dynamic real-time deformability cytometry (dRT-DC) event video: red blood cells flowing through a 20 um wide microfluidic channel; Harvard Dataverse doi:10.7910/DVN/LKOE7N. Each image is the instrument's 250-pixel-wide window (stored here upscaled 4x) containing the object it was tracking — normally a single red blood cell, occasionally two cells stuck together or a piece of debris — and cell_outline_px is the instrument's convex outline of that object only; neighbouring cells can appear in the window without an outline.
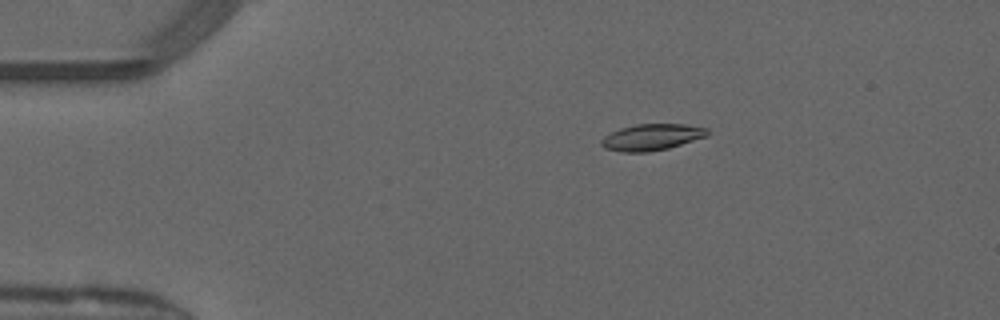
{"species": "common noctule bat (a hibernating species)", "species_latin": "Nyctalus noctula", "temperature_condition": "warm", "stored_images_in_passage": 51, "camera_frame_rate_fps": 3000, "um_per_image_px": 0.085, "animal": {"sex": "male", "forearm_length_mm": 52.5}, "frame": {"image": 1, "passage_image": 10, "time_ms": 3.0, "image_size_px": [1000, 320], "cell_outline_px": [[708, 136], [668, 148], [648, 152], [620, 152], [604, 148], [600, 144], [600, 140], [604, 136], [620, 128], [636, 124], [684, 124], [708, 128]], "centroid_in_image_um": [55.38, 11.66], "position_along_channel_um": 29.6, "area_um2": 16.36}}
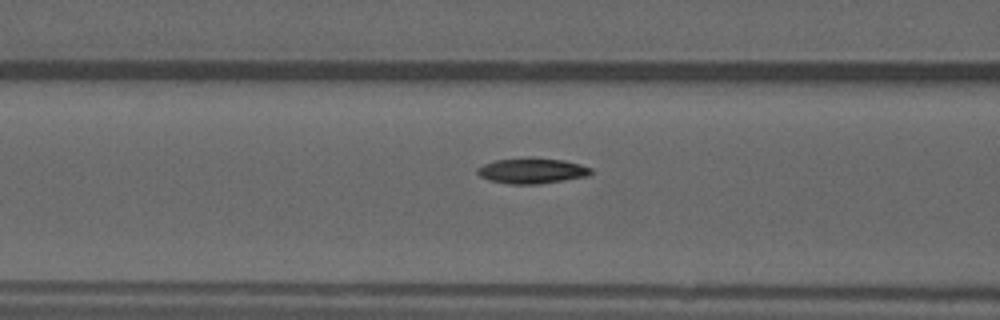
{"frame": {"image": 2, "passage_image": 21, "time_ms": 6.667, "image_size_px": [1000, 320], "cell_outline_px": [[592, 172], [588, 176], [540, 184], [508, 184], [488, 180], [480, 176], [476, 172], [476, 168], [484, 164], [496, 160], [528, 156], [532, 156], [564, 160], [580, 164], [592, 168]], "centroid_in_image_um": [45.2, 14.5], "position_along_channel_um": 121.4, "area_um2": 17.28}}
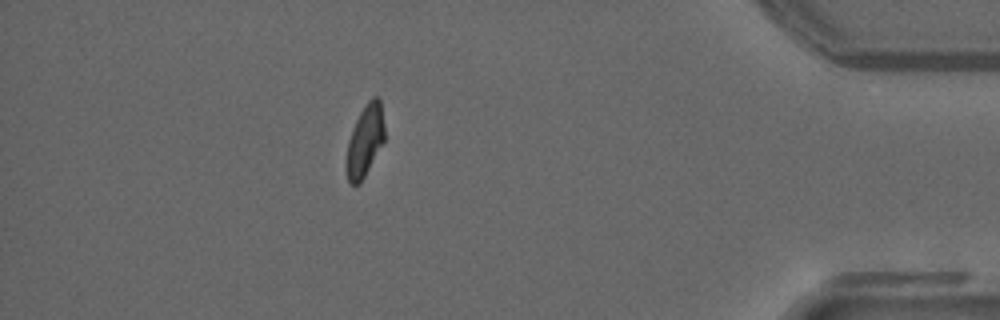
{"frame": {"image": 3, "passage_image": 45, "time_ms": 14.667, "image_size_px": [1000, 320], "cell_outline_px": [[384, 140], [360, 184], [352, 184], [348, 180], [344, 164], [348, 140], [352, 128], [364, 104], [372, 96], [376, 96], [380, 100], [384, 124]], "centroid_in_image_um": [30.99, 11.95], "position_along_channel_um": 404.2, "area_um2": 16.01}, "authors_computed_cell_mechanics": {"area_um2": 16.4152, "velocity_mm_per_s": 4.1286, "shape_relaxation_time_tau1_ms": 10.4122, "shape_relaxation_time_tau2_ms": 1.9127, "deformation_change_tau1": 0.2787, "deformation_change_tau2": 0.0642}}